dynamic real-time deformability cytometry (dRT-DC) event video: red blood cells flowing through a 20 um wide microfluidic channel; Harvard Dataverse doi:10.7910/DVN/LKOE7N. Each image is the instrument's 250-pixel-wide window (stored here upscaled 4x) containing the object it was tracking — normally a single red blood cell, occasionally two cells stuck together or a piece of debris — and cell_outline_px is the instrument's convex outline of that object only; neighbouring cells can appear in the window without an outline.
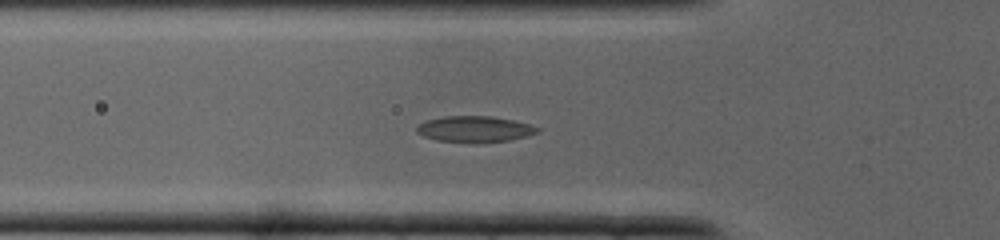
{"species": "common noctule bat (a hibernating species)", "species_latin": "Nyctalus noctula", "temperature_condition": "cold", "stored_images_in_passage": 28, "camera_frame_rate_fps": 3000, "um_per_image_px": 0.085, "animal": {"sex": "male", "body_mass_g": 19.0, "forearm_length_mm": 50.8}, "frame": {"image": 1, "passage_image": 3, "time_ms": 0.667, "image_size_px": [1000, 240], "cell_outline_px": [[540, 132], [528, 136], [508, 140], [476, 144], [436, 140], [424, 136], [416, 132], [416, 128], [424, 120], [444, 116], [492, 116], [512, 120], [528, 124], [540, 128]], "centroid_in_image_um": [40.34, 10.99], "position_along_channel_um": 85.5, "area_um2": 18.61}}
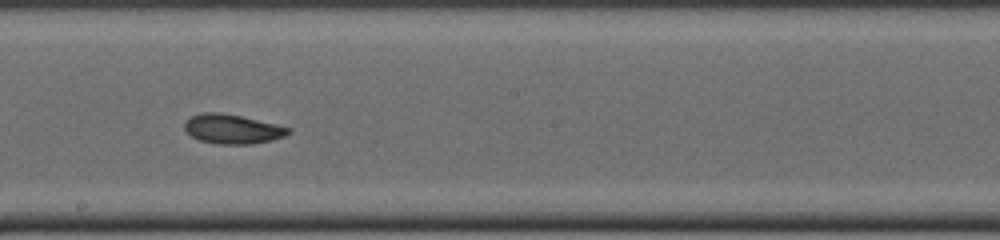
{"frame": {"image": 2, "passage_image": 11, "time_ms": 3.333, "image_size_px": [1000, 240], "cell_outline_px": [[292, 132], [284, 136], [272, 140], [252, 144], [216, 144], [200, 140], [192, 136], [184, 128], [184, 120], [192, 116], [204, 112], [220, 112], [240, 116], [292, 128]], "centroid_in_image_um": [19.75, 10.97], "position_along_channel_um": 228.4, "area_um2": 17.74}}
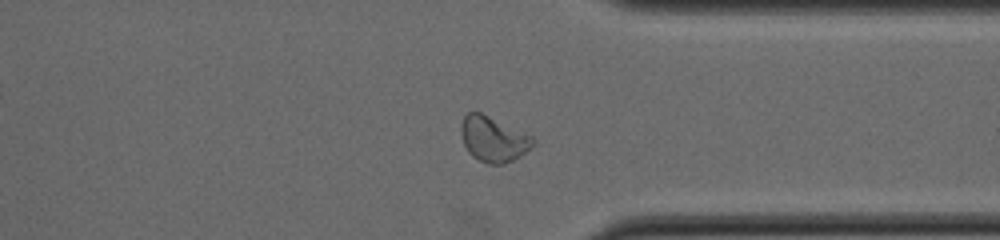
{"frame": {"image": 3, "passage_image": 19, "time_ms": 6.0, "image_size_px": [1000, 240], "cell_outline_px": [[536, 144], [520, 156], [504, 164], [488, 164], [472, 156], [468, 152], [464, 144], [460, 132], [460, 124], [464, 116], [468, 112], [480, 112], [532, 136], [536, 140]], "centroid_in_image_um": [41.93, 11.83], "position_along_channel_um": 369.5, "area_um2": 18.96}}